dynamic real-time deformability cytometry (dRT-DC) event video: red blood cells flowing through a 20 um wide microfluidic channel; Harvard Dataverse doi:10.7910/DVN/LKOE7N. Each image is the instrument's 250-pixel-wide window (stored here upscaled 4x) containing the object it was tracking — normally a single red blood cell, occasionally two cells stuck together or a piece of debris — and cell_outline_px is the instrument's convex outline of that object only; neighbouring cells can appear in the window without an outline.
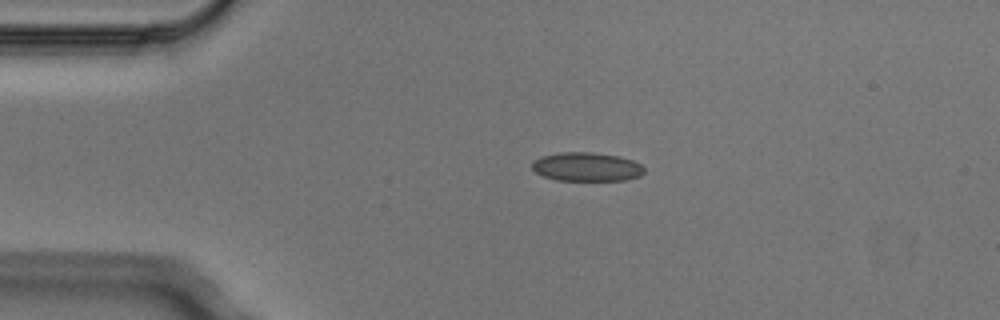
{"species": "Egyptian fruit bat (a non-hibernating species)", "species_latin": "Rousettus aegyptiacus", "temperature_condition": "cold", "stored_images_in_passage": 4, "camera_frame_rate_fps": 3000, "um_per_image_px": 0.085, "animal": {"sex": "male"}, "frame": {"image": 1, "passage_image": 3, "time_ms": 0.667, "image_size_px": [1000, 320], "cell_outline_px": [[644, 172], [640, 176], [624, 180], [556, 180], [544, 176], [536, 172], [532, 168], [532, 160], [540, 156], [560, 152], [592, 152], [616, 156], [632, 160], [640, 164], [644, 168]], "centroid_in_image_um": [49.83, 14.17], "position_along_channel_um": 35.2, "area_um2": 18.79}}